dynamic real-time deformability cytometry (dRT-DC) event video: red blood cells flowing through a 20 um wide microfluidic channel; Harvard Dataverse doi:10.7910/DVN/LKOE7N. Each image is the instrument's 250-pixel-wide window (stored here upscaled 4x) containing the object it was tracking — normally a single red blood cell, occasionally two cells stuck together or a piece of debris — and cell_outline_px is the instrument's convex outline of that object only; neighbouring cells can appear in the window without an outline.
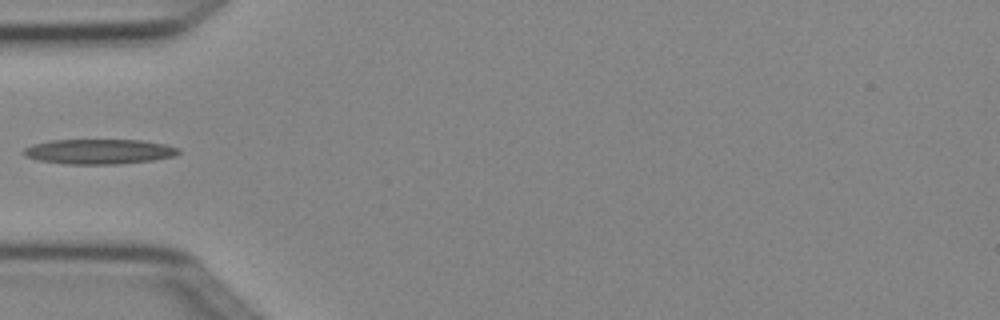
{"species": "Egyptian fruit bat (a non-hibernating species)", "species_latin": "Rousettus aegyptiacus", "temperature_condition": "cold", "stored_images_in_passage": 2, "camera_frame_rate_fps": 3000, "um_per_image_px": 0.085, "animal": {"sex": "female"}, "frame": {"image": 1, "passage_image": 2, "time_ms": 0.333, "image_size_px": [1000, 320], "cell_outline_px": [[180, 152], [176, 156], [152, 160], [116, 164], [68, 164], [36, 160], [24, 156], [20, 152], [24, 148], [32, 144], [48, 140], [144, 140], [164, 144], [180, 148]], "centroid_in_image_um": [8.38, 12.88], "position_along_channel_um": 76.6, "area_um2": 22.77}}